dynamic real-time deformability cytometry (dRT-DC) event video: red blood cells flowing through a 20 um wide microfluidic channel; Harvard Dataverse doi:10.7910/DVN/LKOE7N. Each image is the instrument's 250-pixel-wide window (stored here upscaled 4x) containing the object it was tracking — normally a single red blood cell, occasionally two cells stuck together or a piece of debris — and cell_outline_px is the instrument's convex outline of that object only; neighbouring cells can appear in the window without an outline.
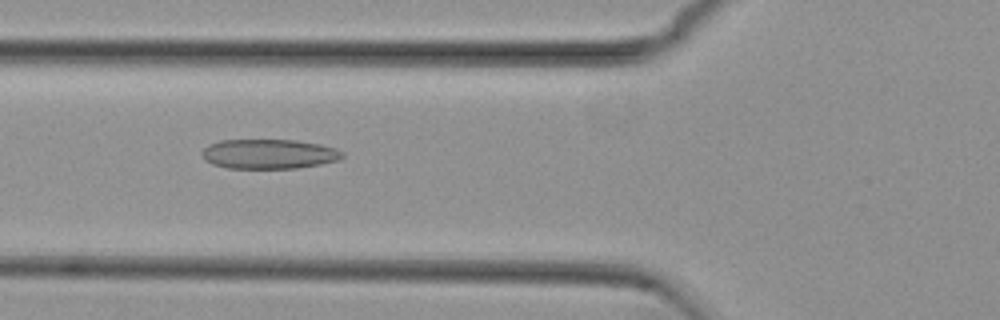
{"species": "common noctule bat (a hibernating species)", "species_latin": "Nyctalus noctula", "temperature_condition": "cold", "stored_images_in_passage": 35, "camera_frame_rate_fps": 3000, "um_per_image_px": 0.085, "animal": {"sex": "female", "body_mass_g": 29.2, "forearm_length_mm": 56.3}, "frame": {"image": 1, "passage_image": 3, "time_ms": 0.667, "image_size_px": [1000, 320], "cell_outline_px": [[344, 156], [336, 160], [320, 164], [296, 168], [228, 168], [212, 164], [204, 160], [200, 152], [208, 144], [220, 140], [296, 140], [320, 144], [336, 148], [344, 152]], "centroid_in_image_um": [22.83, 13.08], "position_along_channel_um": 103.0, "area_um2": 24.33}}
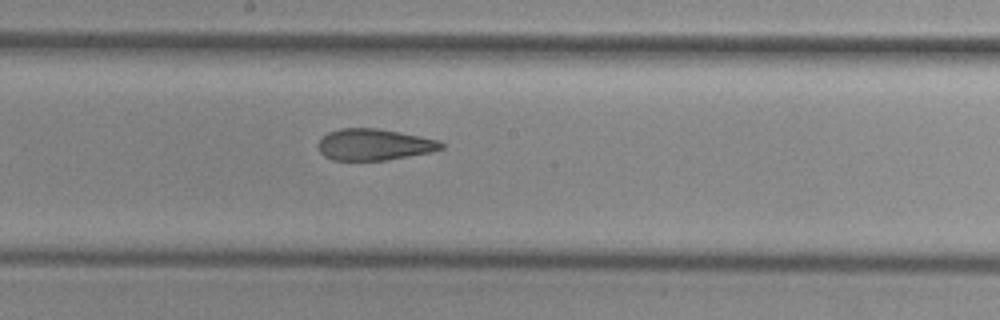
{"frame": {"image": 2, "passage_image": 12, "time_ms": 3.667, "image_size_px": [1000, 320], "cell_outline_px": [[444, 148], [432, 152], [384, 160], [332, 160], [324, 156], [320, 152], [316, 144], [328, 132], [340, 128], [376, 128], [400, 132], [440, 140], [444, 144]], "centroid_in_image_um": [31.8, 12.28], "position_along_channel_um": 216.4, "area_um2": 22.6}}
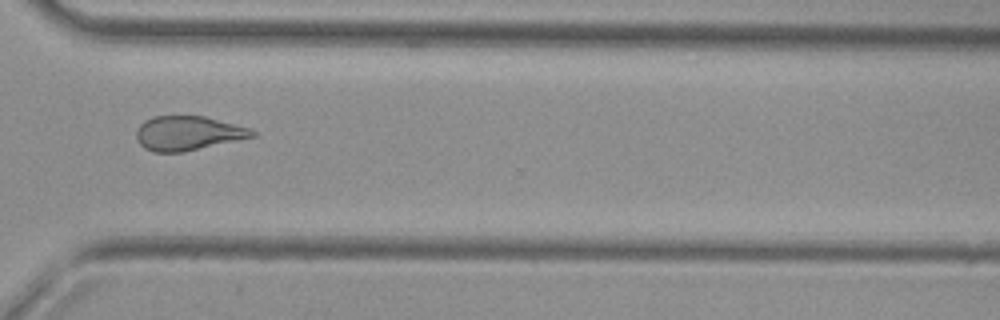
{"frame": {"image": 3, "passage_image": 23, "time_ms": 7.333, "image_size_px": [1000, 320], "cell_outline_px": [[256, 136], [184, 152], [152, 152], [144, 148], [136, 140], [136, 128], [144, 120], [152, 116], [204, 116], [248, 128], [256, 132]], "centroid_in_image_um": [15.92, 11.33], "position_along_channel_um": 354.7, "area_um2": 23.18}}